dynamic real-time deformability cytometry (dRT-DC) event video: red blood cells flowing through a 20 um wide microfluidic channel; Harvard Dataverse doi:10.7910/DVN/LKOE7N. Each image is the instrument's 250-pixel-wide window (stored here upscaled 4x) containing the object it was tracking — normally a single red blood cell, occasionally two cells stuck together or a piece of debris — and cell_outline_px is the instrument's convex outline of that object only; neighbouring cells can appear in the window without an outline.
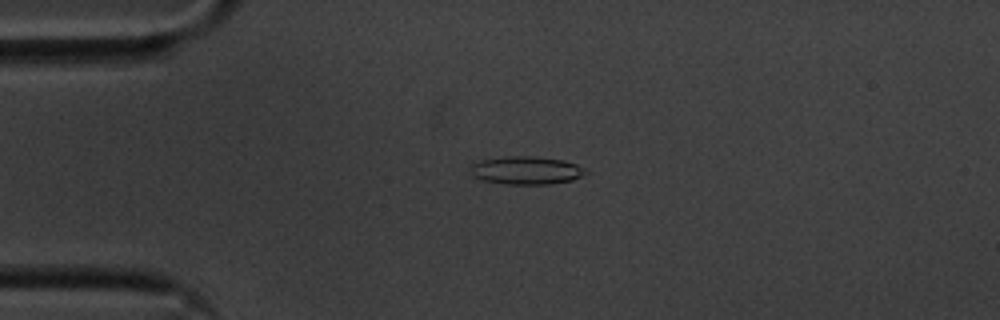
{"species": "common noctule bat (a hibernating species)", "species_latin": "Nyctalus noctula", "temperature_condition": "cold", "stored_images_in_passage": 56, "camera_frame_rate_fps": 3000, "um_per_image_px": 0.085, "animal": {"sex": "male", "body_mass_g": 20.1, "forearm_length_mm": 53.5}, "frame": {"image": 1, "passage_image": 13, "time_ms": 4.0, "image_size_px": [1000, 320], "cell_outline_px": [[588, 172], [572, 180], [552, 184], [504, 184], [484, 180], [472, 176], [472, 164], [480, 160], [508, 156], [536, 156], [564, 160], [576, 164], [584, 168]], "centroid_in_image_um": [44.75, 14.48], "position_along_channel_um": 40.3, "area_um2": 18.79}}
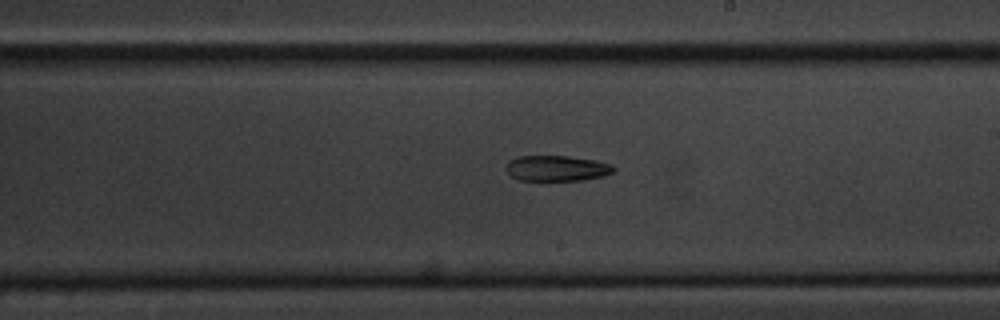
{"frame": {"image": 2, "passage_image": 32, "time_ms": 10.333, "image_size_px": [1000, 320], "cell_outline_px": [[616, 168], [612, 172], [604, 176], [580, 180], [516, 180], [508, 172], [508, 160], [516, 156], [568, 156], [596, 160], [612, 164]], "centroid_in_image_um": [47.35, 14.29], "position_along_channel_um": 241.7, "area_um2": 16.01}}
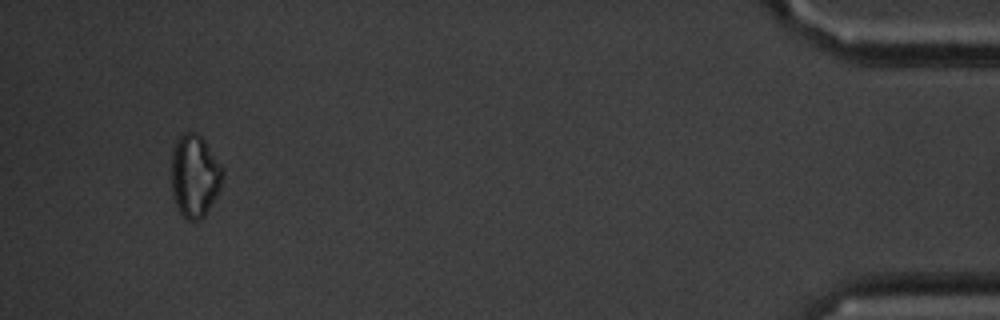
{"frame": {"image": 3, "passage_image": 53, "time_ms": 17.333, "image_size_px": [1000, 320], "cell_outline_px": [[224, 176], [220, 188], [216, 196], [204, 216], [200, 220], [188, 220], [180, 212], [172, 196], [172, 148], [176, 140], [184, 132], [196, 132], [204, 140], [220, 164], [224, 172]], "centroid_in_image_um": [16.54, 14.94], "position_along_channel_um": 418.7, "area_um2": 24.57}}